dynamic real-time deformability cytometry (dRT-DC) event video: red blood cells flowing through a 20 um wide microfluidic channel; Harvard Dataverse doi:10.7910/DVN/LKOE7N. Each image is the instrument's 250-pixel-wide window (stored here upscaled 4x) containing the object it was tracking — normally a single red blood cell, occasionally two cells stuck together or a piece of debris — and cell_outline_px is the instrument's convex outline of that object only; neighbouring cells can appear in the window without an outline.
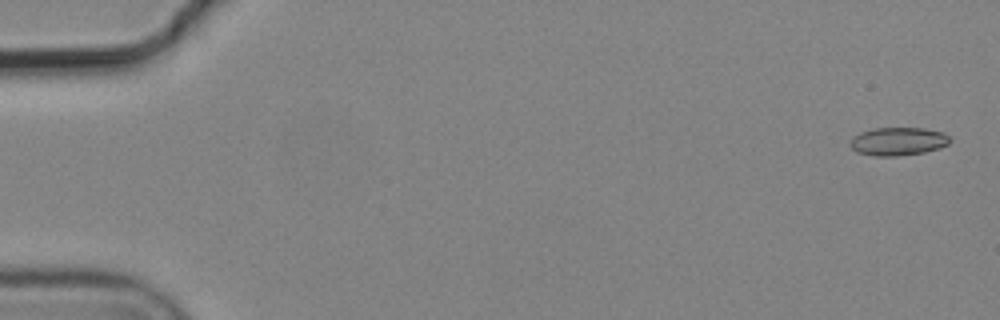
{"species": "common noctule bat (a hibernating species)", "species_latin": "Nyctalus noctula", "temperature_condition": "cold", "stored_images_in_passage": 7, "camera_frame_rate_fps": 3000, "um_per_image_px": 0.085, "animal": {"sex": "male", "body_mass_g": 19.2, "forearm_length_mm": 51.8}, "frame": {"image": 1, "passage_image": 1, "time_ms": 0.0, "image_size_px": [1000, 320], "cell_outline_px": [[952, 140], [948, 144], [940, 148], [924, 152], [896, 156], [876, 156], [856, 152], [848, 144], [852, 136], [860, 132], [872, 128], [924, 128], [944, 132]], "centroid_in_image_um": [76.32, 12.01], "position_along_channel_um": 8.7, "area_um2": 16.59}}
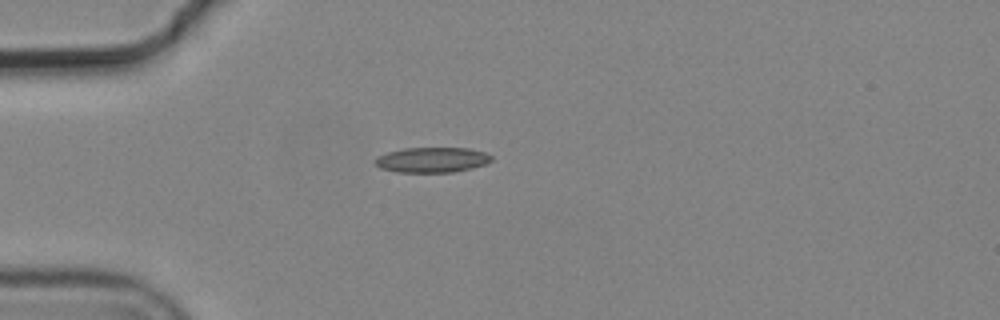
{"frame": {"image": 2, "passage_image": 5, "time_ms": 1.333, "image_size_px": [1000, 320], "cell_outline_px": [[492, 160], [484, 164], [472, 168], [452, 172], [396, 172], [380, 168], [376, 164], [376, 156], [388, 152], [404, 148], [468, 148], [484, 152], [492, 156]], "centroid_in_image_um": [36.71, 13.58], "position_along_channel_um": 48.3, "area_um2": 16.99}}
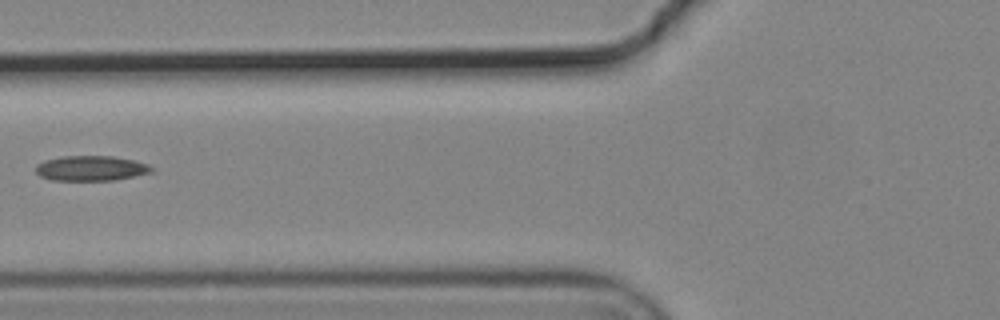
{"frame": {"image": 3, "passage_image": 7, "time_ms": 2.0, "image_size_px": [1000, 320], "cell_outline_px": [[156, 172], [116, 180], [52, 180], [40, 176], [36, 172], [36, 164], [44, 160], [60, 156], [112, 156], [132, 160], [148, 164]], "centroid_in_image_um": [7.75, 14.3], "position_along_channel_um": 118.1, "area_um2": 17.05}}